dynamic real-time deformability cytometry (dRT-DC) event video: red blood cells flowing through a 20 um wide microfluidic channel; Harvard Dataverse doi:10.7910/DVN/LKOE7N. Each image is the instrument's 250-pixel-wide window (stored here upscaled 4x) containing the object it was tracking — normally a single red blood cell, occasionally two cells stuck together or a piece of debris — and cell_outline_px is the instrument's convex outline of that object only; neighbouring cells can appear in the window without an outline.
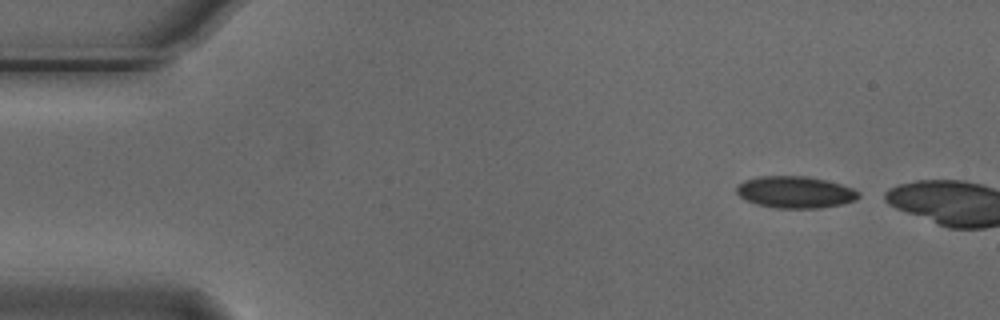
{"species": "Egyptian fruit bat (a non-hibernating species)", "species_latin": "Rousettus aegyptiacus", "temperature_condition": "cold", "stored_images_in_passage": 2, "camera_frame_rate_fps": 3000, "um_per_image_px": 0.085, "animal": {"sex": "male"}, "frame": {"image": 1, "passage_image": 1, "time_ms": 0.0, "image_size_px": [1000, 320], "cell_outline_px": [[860, 196], [856, 200], [840, 204], [820, 208], [776, 208], [756, 204], [740, 196], [736, 192], [736, 188], [744, 180], [760, 176], [804, 176], [824, 180], [840, 184], [852, 188], [860, 192]], "centroid_in_image_um": [67.6, 16.33], "position_along_channel_um": 17.4, "area_um2": 22.43}}